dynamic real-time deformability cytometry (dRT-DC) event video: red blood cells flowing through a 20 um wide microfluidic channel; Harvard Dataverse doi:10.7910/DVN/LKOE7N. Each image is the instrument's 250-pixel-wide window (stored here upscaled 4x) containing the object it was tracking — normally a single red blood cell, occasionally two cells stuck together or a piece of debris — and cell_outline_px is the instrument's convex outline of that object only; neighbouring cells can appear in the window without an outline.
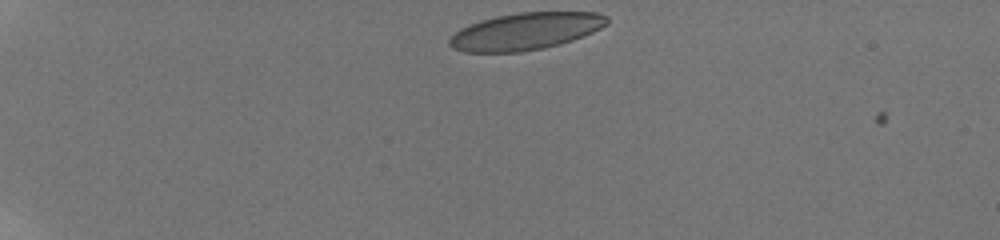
{"species": "human", "species_latin": "Homo sapiens", "temperature_condition": "room temperature", "stored_images_in_passage": 43, "camera_frame_rate_fps": 3000, "um_per_image_px": 0.085, "donor": {"sex": "male"}, "frame": {"image": 1, "passage_image": 1, "time_ms": 0.0, "image_size_px": [1000, 240], "cell_outline_px": [[608, 24], [592, 32], [572, 40], [560, 44], [544, 48], [520, 52], [464, 52], [452, 48], [448, 44], [448, 40], [460, 28], [484, 20], [500, 16], [520, 12], [596, 12], [608, 16]], "centroid_in_image_um": [44.69, 2.67], "position_along_channel_um": 40.3, "area_um2": 33.76}}
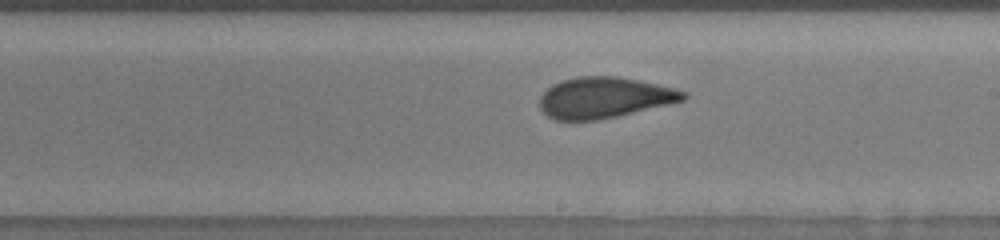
{"frame": {"image": 2, "passage_image": 23, "time_ms": 7.333, "image_size_px": [1000, 240], "cell_outline_px": [[688, 96], [684, 100], [668, 104], [616, 116], [596, 120], [556, 120], [548, 116], [540, 108], [540, 96], [552, 84], [576, 76], [620, 76], [656, 84], [672, 88], [684, 92]], "centroid_in_image_um": [51.33, 8.29], "position_along_channel_um": 237.7, "area_um2": 33.87}}
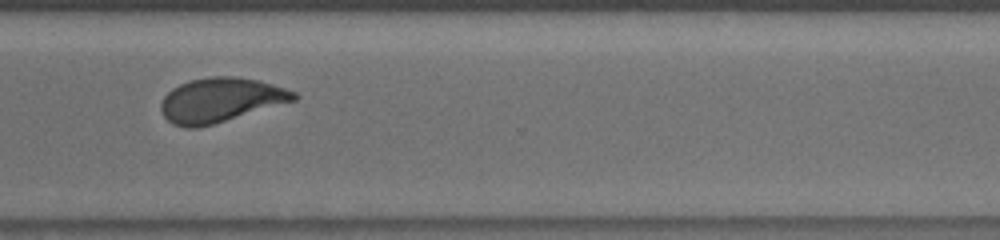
{"frame": {"image": 3, "passage_image": 32, "time_ms": 10.333, "image_size_px": [1000, 240], "cell_outline_px": [[300, 96], [296, 100], [212, 124], [196, 128], [184, 128], [172, 124], [164, 116], [160, 108], [160, 104], [164, 96], [172, 88], [180, 84], [192, 80], [212, 76], [236, 76], [260, 80], [296, 92]], "centroid_in_image_um": [18.74, 8.5], "position_along_channel_um": 351.9, "area_um2": 34.22}, "authors_computed_cell_mechanics": {"area_um2": 34.4488, "velocity_mm_per_s": 3.8037, "shape_relaxation_time_tau1_ms": 6.9822, "shape_relaxation_time_tau2_ms": 1.1263, "deformation_change_tau1": 0.1812, "deformation_change_tau2": 0.064}}